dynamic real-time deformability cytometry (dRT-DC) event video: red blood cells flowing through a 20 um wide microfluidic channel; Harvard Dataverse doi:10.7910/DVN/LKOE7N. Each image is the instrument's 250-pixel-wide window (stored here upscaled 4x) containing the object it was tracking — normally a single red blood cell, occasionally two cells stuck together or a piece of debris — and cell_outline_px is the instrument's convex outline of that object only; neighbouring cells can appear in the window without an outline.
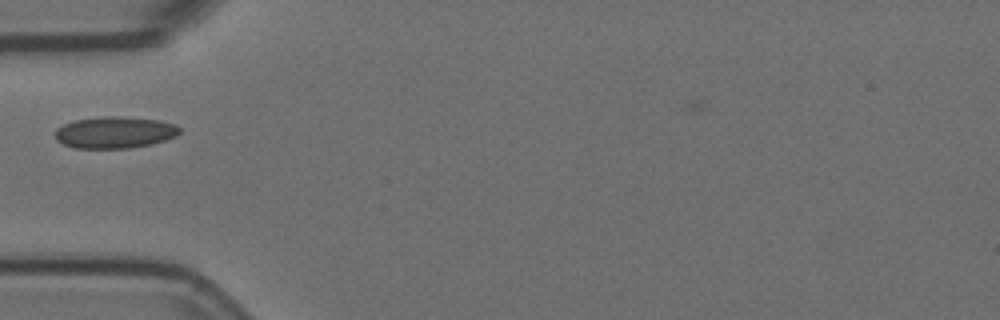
{"species": "Egyptian fruit bat (a non-hibernating species)", "species_latin": "Rousettus aegyptiacus", "temperature_condition": "room temperature", "stored_images_in_passage": 3, "camera_frame_rate_fps": 3000, "um_per_image_px": 0.085, "animal": {"sex": "female"}, "frame": {"image": 1, "passage_image": 3, "time_ms": 0.667, "image_size_px": [1000, 320], "cell_outline_px": [[180, 132], [176, 136], [164, 140], [148, 144], [128, 148], [76, 148], [64, 144], [56, 140], [56, 128], [64, 124], [76, 120], [104, 116], [112, 116], [160, 120], [176, 124], [180, 128]], "centroid_in_image_um": [9.76, 11.25], "position_along_channel_um": 75.2, "area_um2": 22.72}}